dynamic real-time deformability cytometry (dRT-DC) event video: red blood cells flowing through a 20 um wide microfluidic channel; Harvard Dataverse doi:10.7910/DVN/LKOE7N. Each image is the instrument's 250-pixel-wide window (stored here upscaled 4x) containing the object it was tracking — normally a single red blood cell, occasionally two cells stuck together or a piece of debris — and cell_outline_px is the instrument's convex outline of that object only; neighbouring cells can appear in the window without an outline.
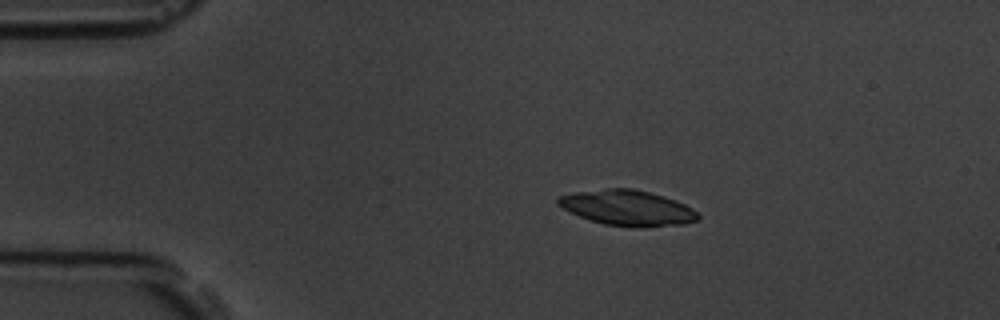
{"species": "common noctule bat (a hibernating species)", "species_latin": "Nyctalus noctula", "temperature_condition": "room temperature", "stored_images_in_passage": 4, "camera_frame_rate_fps": 3000, "um_per_image_px": 0.085, "animal": {"sex": "male", "body_mass_g": 19.5, "forearm_length_mm": 54.6}, "frame": {"image": 1, "passage_image": 2, "time_ms": 1.333, "image_size_px": [1000, 320], "cell_outline_px": [[700, 216], [696, 220], [684, 224], [640, 228], [636, 228], [604, 224], [588, 220], [568, 212], [556, 204], [556, 200], [560, 196], [576, 192], [604, 188], [632, 188], [648, 192], [676, 200], [692, 208]], "centroid_in_image_um": [53.3, 17.68], "position_along_channel_um": 31.7, "area_um2": 29.07}}